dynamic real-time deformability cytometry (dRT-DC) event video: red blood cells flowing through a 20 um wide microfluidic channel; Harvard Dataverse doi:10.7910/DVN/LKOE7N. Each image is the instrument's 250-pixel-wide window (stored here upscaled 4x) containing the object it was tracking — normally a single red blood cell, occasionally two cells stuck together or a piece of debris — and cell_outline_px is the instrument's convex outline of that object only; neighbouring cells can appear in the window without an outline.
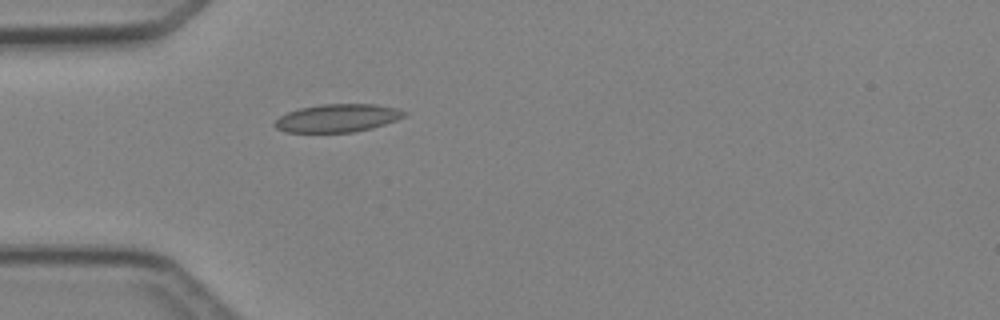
{"species": "Egyptian fruit bat (a non-hibernating species)", "species_latin": "Rousettus aegyptiacus", "temperature_condition": "cold", "stored_images_in_passage": 4, "camera_frame_rate_fps": 3000, "um_per_image_px": 0.085, "animal": {"sex": "female"}, "frame": {"image": 1, "passage_image": 4, "time_ms": 3.667, "image_size_px": [1000, 320], "cell_outline_px": [[408, 112], [404, 116], [396, 120], [372, 128], [352, 132], [284, 132], [276, 128], [272, 124], [280, 116], [288, 112], [300, 108], [320, 104], [376, 104], [396, 108]], "centroid_in_image_um": [28.67, 10.03], "position_along_channel_um": 56.3, "area_um2": 21.1}}